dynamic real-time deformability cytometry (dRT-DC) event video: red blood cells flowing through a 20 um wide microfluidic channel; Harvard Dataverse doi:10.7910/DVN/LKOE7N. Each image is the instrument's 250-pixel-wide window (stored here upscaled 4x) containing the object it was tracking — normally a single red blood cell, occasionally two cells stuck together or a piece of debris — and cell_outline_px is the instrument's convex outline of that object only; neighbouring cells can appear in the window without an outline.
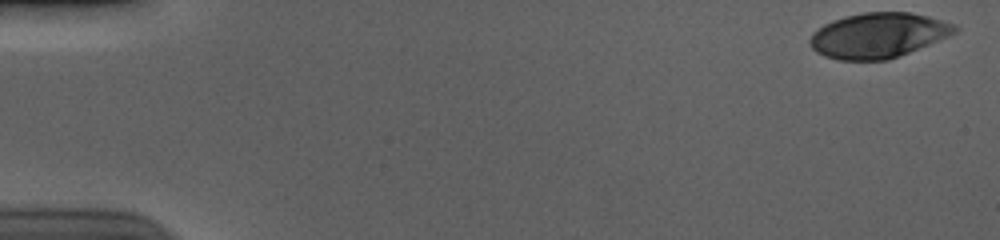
{"species": "human", "species_latin": "Homo sapiens", "temperature_condition": "cold", "stored_images_in_passage": 55, "camera_frame_rate_fps": 3000, "um_per_image_px": 0.085, "donor": {"sex": "male"}, "frame": {"image": 1, "passage_image": 1, "time_ms": 0.0, "image_size_px": [1000, 240], "cell_outline_px": [[960, 28], [956, 32], [948, 36], [888, 60], [836, 60], [824, 56], [816, 52], [808, 44], [808, 40], [812, 32], [824, 24], [848, 16], [864, 12], [912, 12], [928, 16], [956, 24]], "centroid_in_image_um": [74.63, 3.01], "position_along_channel_um": 10.4, "area_um2": 37.97}}
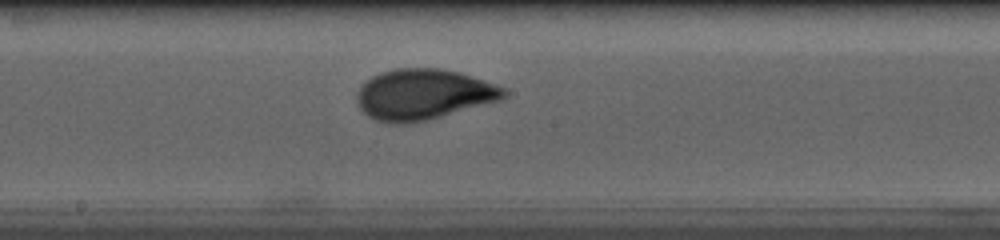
{"frame": {"image": 2, "passage_image": 30, "time_ms": 9.667, "image_size_px": [1000, 240], "cell_outline_px": [[508, 92], [500, 100], [428, 120], [408, 124], [388, 124], [376, 120], [368, 116], [360, 108], [356, 100], [356, 96], [360, 88], [372, 76], [380, 72], [396, 68], [440, 68], [460, 72], [484, 80], [504, 88]], "centroid_in_image_um": [35.97, 8.03], "position_along_channel_um": 212.2, "area_um2": 43.41}}
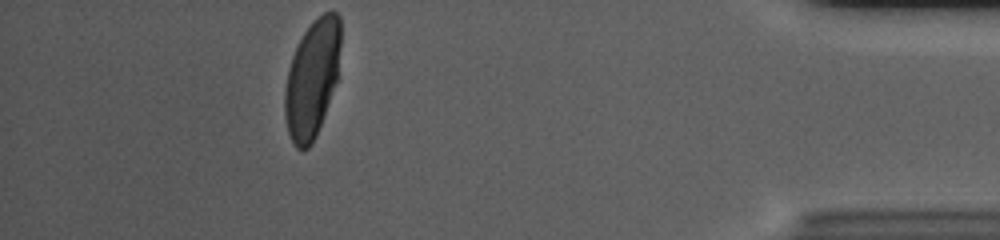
{"frame": {"image": 3, "passage_image": 50, "time_ms": 16.333, "image_size_px": [1000, 240], "cell_outline_px": [[340, 44], [336, 80], [316, 136], [312, 144], [308, 148], [296, 148], [288, 132], [284, 116], [284, 92], [288, 68], [292, 56], [304, 32], [324, 12], [336, 12], [340, 16]], "centroid_in_image_um": [26.5, 6.7], "position_along_channel_um": 408.7, "area_um2": 37.63}, "authors_computed_cell_mechanics": {"area_um2": 40.5178, "velocity_mm_per_s": 3.6991, "shape_relaxation_time_tau1_ms": 4.1107, "shape_relaxation_time_tau2_ms": null, "deformation_change_tau1": 0.2006, "deformation_change_tau2": null}}